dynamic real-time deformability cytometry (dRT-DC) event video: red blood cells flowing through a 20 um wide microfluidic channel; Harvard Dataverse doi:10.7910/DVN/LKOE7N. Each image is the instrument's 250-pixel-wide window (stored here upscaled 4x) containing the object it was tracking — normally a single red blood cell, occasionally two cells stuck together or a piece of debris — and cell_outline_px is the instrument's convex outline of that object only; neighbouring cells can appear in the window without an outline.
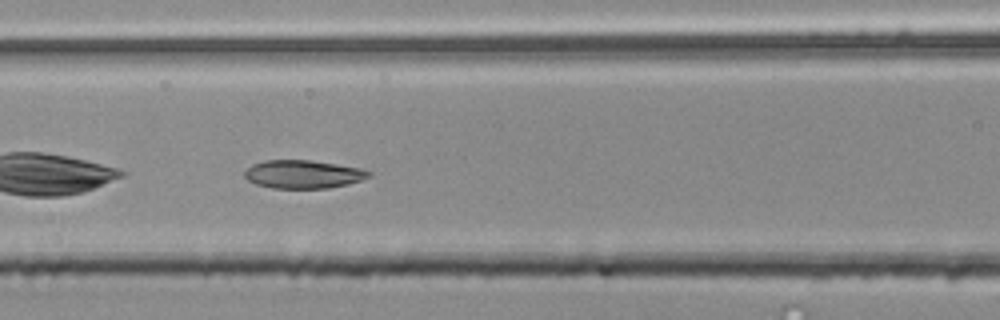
{"species": "common noctule bat (a hibernating species)", "species_latin": "Nyctalus noctula", "temperature_condition": "room temperature", "stored_images_in_passage": 38, "camera_frame_rate_fps": 3000, "um_per_image_px": 0.085, "animal": {"sex": "male", "body_mass_g": 20.4}, "frame": {"image": 1, "passage_image": 7, "time_ms": 2.0, "image_size_px": [1000, 320], "cell_outline_px": [[372, 176], [348, 184], [328, 188], [272, 188], [256, 184], [248, 180], [244, 176], [244, 172], [252, 164], [264, 160], [312, 160], [360, 168], [372, 172]], "centroid_in_image_um": [25.77, 14.81], "position_along_channel_um": 140.8, "area_um2": 20.46}}
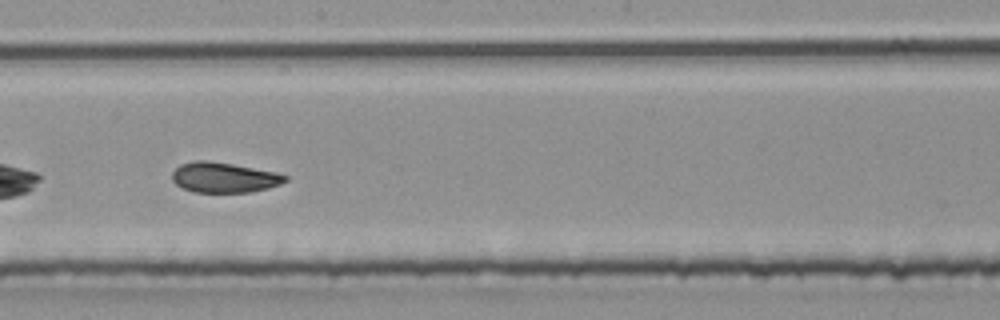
{"frame": {"image": 2, "passage_image": 14, "time_ms": 4.333, "image_size_px": [1000, 320], "cell_outline_px": [[288, 180], [280, 184], [268, 188], [248, 192], [192, 192], [176, 184], [172, 180], [172, 172], [180, 164], [196, 160], [208, 160], [232, 164], [276, 172], [288, 176]], "centroid_in_image_um": [19.03, 15.08], "position_along_channel_um": 229.2, "area_um2": 19.88}}
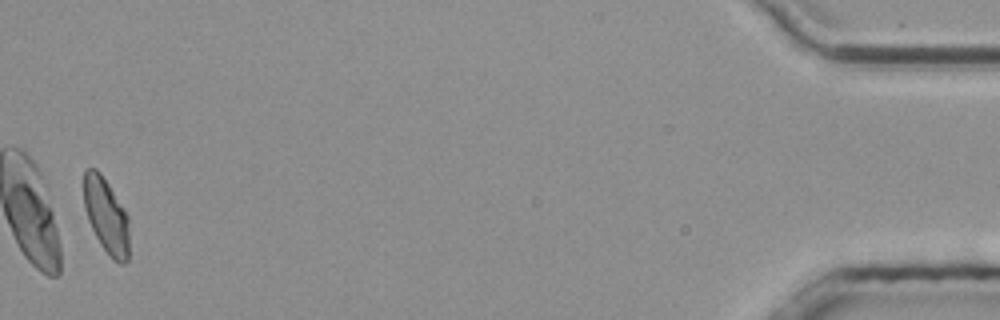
{"frame": {"image": 3, "passage_image": 37, "time_ms": 12.0, "image_size_px": [1000, 320], "cell_outline_px": [[128, 260], [124, 264], [120, 264], [112, 260], [108, 256], [100, 244], [88, 220], [84, 208], [84, 168], [96, 168], [100, 172], [108, 184], [128, 216]], "centroid_in_image_um": [9.02, 18.36], "position_along_channel_um": 426.2, "area_um2": 19.88}, "authors_computed_cell_mechanics": {"area_um2": 20.2011, "velocity_mm_per_s": 3.7955, "shape_relaxation_time_tau1_ms": 9.5947, "shape_relaxation_time_tau2_ms": 2.1467, "deformation_change_tau1": 0.1715, "deformation_change_tau2": 0.0813}}